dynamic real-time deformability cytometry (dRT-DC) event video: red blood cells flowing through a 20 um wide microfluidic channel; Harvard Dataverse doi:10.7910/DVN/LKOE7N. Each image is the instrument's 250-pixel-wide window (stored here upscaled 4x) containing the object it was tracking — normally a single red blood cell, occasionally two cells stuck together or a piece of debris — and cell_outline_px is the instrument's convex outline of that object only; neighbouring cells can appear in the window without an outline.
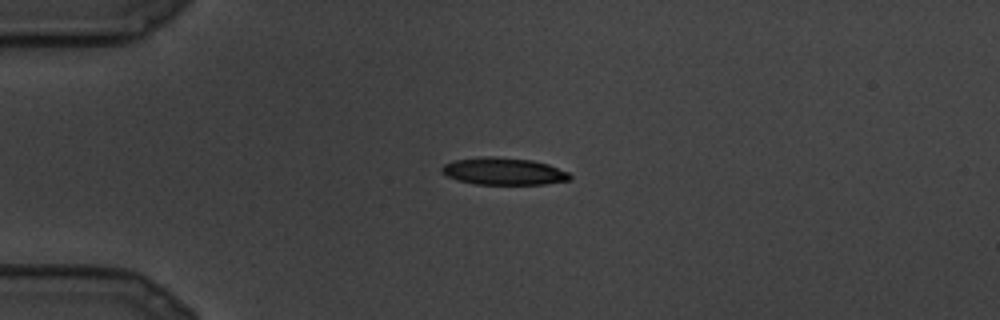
{"species": "common noctule bat (a hibernating species)", "species_latin": "Nyctalus noctula", "temperature_condition": "cold", "stored_images_in_passage": 9, "camera_frame_rate_fps": 3000, "um_per_image_px": 0.085, "animal": {"sex": "male", "body_mass_g": 19.5, "forearm_length_mm": 54.6}, "frame": {"image": 1, "passage_image": 1, "time_ms": 0.0, "image_size_px": [1000, 320], "cell_outline_px": [[572, 180], [544, 184], [476, 184], [444, 176], [440, 172], [440, 168], [444, 164], [452, 160], [476, 156], [496, 156], [532, 160], [548, 164], [568, 172], [572, 176]], "centroid_in_image_um": [42.77, 14.54], "position_along_channel_um": 42.2, "area_um2": 20.63}}
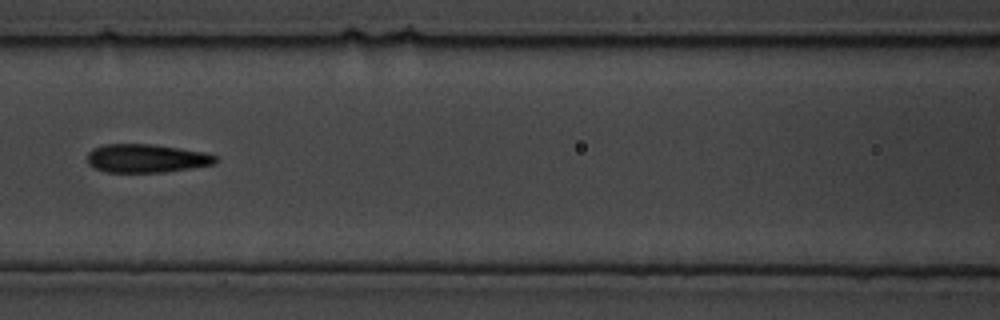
{"frame": {"image": 2, "passage_image": 6, "time_ms": 1.667, "image_size_px": [1000, 320], "cell_outline_px": [[216, 164], [192, 168], [164, 172], [104, 172], [92, 168], [88, 164], [88, 152], [92, 148], [104, 144], [152, 144], [180, 148], [204, 152], [216, 156]], "centroid_in_image_um": [12.41, 13.46], "position_along_channel_um": 154.2, "area_um2": 21.44}}
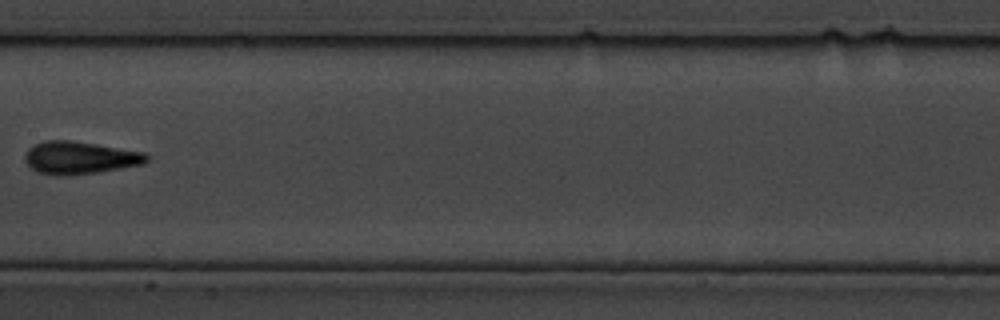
{"frame": {"image": 3, "passage_image": 8, "time_ms": 2.333, "image_size_px": [1000, 320], "cell_outline_px": [[148, 160], [144, 164], [96, 172], [64, 176], [56, 176], [40, 172], [32, 168], [24, 160], [24, 156], [28, 148], [32, 144], [44, 140], [72, 140], [144, 152], [148, 156]], "centroid_in_image_um": [6.75, 13.39], "position_along_channel_um": 200.7, "area_um2": 23.12}}